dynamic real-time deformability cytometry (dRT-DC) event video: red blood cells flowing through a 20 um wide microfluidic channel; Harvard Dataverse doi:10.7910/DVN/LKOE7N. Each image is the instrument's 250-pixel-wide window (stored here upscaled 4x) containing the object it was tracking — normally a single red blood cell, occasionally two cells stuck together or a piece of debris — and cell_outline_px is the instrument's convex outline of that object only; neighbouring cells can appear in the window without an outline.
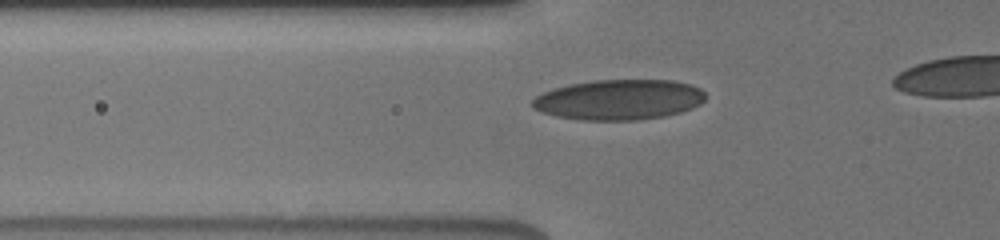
{"species": "human", "species_latin": "Homo sapiens", "temperature_condition": "cold", "stored_images_in_passage": 56, "camera_frame_rate_fps": 3000, "um_per_image_px": 0.085, "donor": {"sex": "male"}, "frame": {"image": 1, "passage_image": 23, "time_ms": 4.667, "image_size_px": [1000, 240], "cell_outline_px": [[708, 96], [700, 104], [692, 108], [680, 112], [664, 116], [636, 120], [580, 120], [556, 116], [540, 112], [532, 108], [532, 100], [536, 96], [544, 92], [556, 88], [572, 84], [596, 80], [672, 80], [692, 84], [700, 88]], "centroid_in_image_um": [52.64, 8.47], "position_along_channel_um": 73.2, "area_um2": 40.75}}
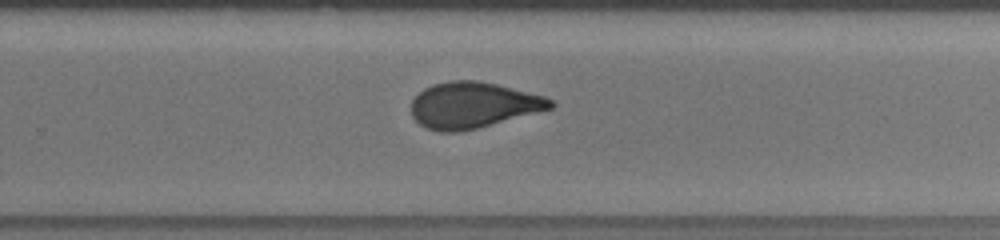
{"frame": {"image": 2, "passage_image": 42, "time_ms": 10.333, "image_size_px": [1000, 240], "cell_outline_px": [[556, 104], [552, 108], [476, 128], [456, 132], [440, 132], [428, 128], [420, 124], [412, 116], [412, 100], [424, 88], [432, 84], [448, 80], [476, 80], [496, 84], [544, 96], [552, 100]], "centroid_in_image_um": [40.19, 8.92], "position_along_channel_um": 289.6, "area_um2": 36.93}}
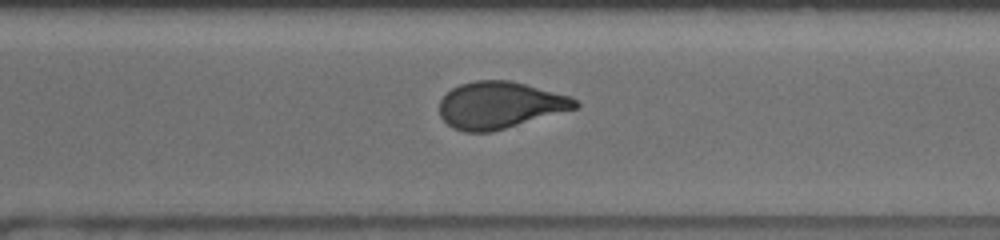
{"frame": {"image": 3, "passage_image": 45, "time_ms": 11.333, "image_size_px": [1000, 240], "cell_outline_px": [[580, 108], [504, 128], [488, 132], [464, 132], [452, 128], [440, 116], [440, 100], [452, 88], [460, 84], [476, 80], [512, 80], [568, 96], [576, 100], [580, 104]], "centroid_in_image_um": [42.49, 8.93], "position_along_channel_um": 328.1, "area_um2": 36.93}}